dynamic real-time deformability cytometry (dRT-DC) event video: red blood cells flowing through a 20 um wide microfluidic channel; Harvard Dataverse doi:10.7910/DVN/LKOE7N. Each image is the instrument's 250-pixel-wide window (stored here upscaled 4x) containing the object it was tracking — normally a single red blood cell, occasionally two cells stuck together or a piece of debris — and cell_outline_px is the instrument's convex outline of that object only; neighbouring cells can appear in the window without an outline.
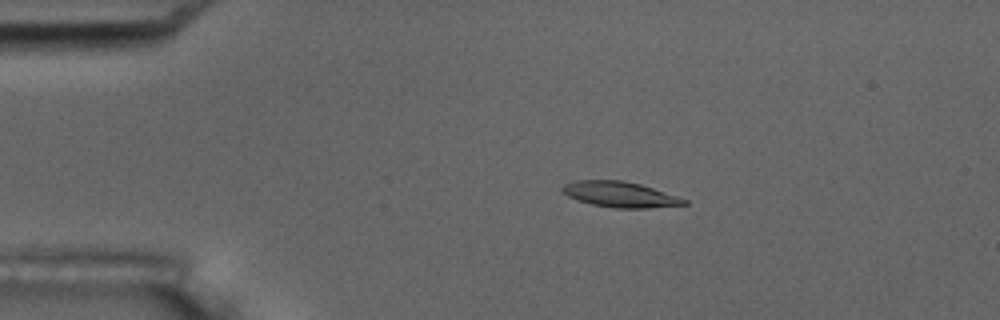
{"species": "common noctule bat (a hibernating species)", "species_latin": "Nyctalus noctula", "temperature_condition": "room temperature", "stored_images_in_passage": 6, "camera_frame_rate_fps": 3000, "um_per_image_px": 0.085, "animal": {"sex": "male", "body_mass_g": 17.5, "forearm_length_mm": 52.3}, "frame": {"image": 1, "passage_image": 4, "time_ms": 3.667, "image_size_px": [1000, 320], "cell_outline_px": [[688, 204], [648, 208], [616, 208], [592, 204], [576, 200], [568, 196], [560, 188], [564, 184], [576, 180], [620, 180], [640, 184], [688, 200]], "centroid_in_image_um": [52.67, 16.53], "position_along_channel_um": 32.3, "area_um2": 17.98}}